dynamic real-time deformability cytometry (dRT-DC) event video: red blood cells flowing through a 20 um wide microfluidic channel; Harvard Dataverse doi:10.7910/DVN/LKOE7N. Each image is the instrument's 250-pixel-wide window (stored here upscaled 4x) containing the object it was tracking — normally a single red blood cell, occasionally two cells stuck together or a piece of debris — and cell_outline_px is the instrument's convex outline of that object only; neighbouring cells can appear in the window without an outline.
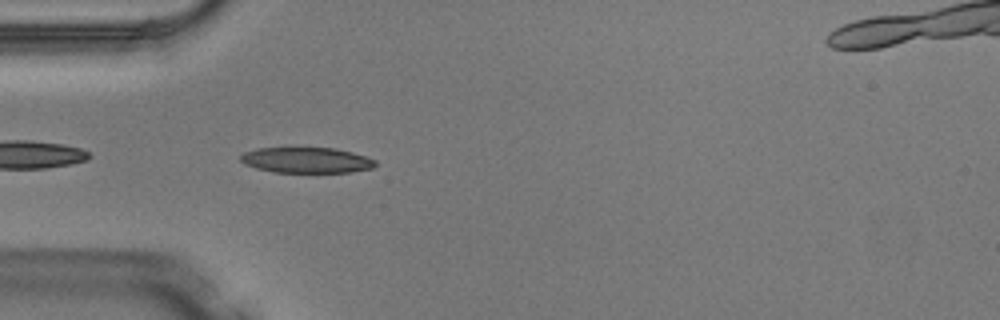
{"species": "Egyptian fruit bat (a non-hibernating species)", "species_latin": "Rousettus aegyptiacus", "temperature_condition": "warm", "stored_images_in_passage": 2, "camera_frame_rate_fps": 3000, "um_per_image_px": 0.085, "animal": {"sex": "male"}, "frame": {"image": 1, "passage_image": 2, "time_ms": 0.333, "image_size_px": [1000, 320], "cell_outline_px": [[376, 164], [372, 168], [352, 172], [272, 172], [256, 168], [244, 164], [240, 160], [240, 156], [244, 152], [256, 148], [336, 148], [352, 152], [376, 160]], "centroid_in_image_um": [26.03, 13.61], "position_along_channel_um": 59.0, "area_um2": 20.11}}